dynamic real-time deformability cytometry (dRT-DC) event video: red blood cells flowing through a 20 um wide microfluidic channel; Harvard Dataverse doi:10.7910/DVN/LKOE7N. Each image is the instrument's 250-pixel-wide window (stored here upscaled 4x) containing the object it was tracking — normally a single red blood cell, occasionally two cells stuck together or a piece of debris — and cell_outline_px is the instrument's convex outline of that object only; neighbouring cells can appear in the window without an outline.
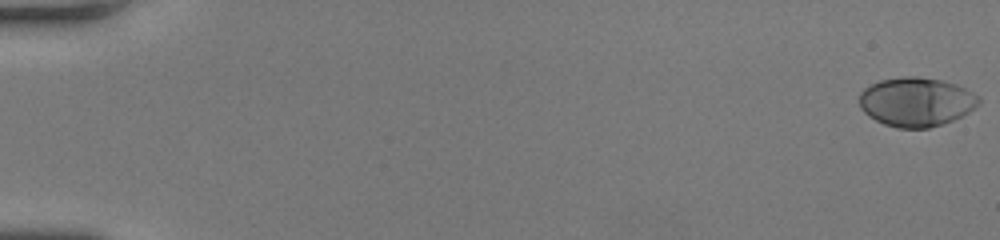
{"species": "human", "species_latin": "Homo sapiens", "temperature_condition": "room temperature", "stored_images_in_passage": 51, "camera_frame_rate_fps": 3000, "um_per_image_px": 0.085, "donor": {"sex": "female"}, "frame": {"image": 1, "passage_image": 1, "time_ms": 0.0, "image_size_px": [1000, 240], "cell_outline_px": [[980, 104], [968, 112], [952, 120], [928, 128], [896, 128], [884, 124], [868, 116], [860, 108], [860, 92], [864, 88], [880, 80], [904, 76], [916, 76], [940, 80], [956, 84], [980, 96]], "centroid_in_image_um": [77.87, 8.65], "position_along_channel_um": 7.1, "area_um2": 34.1}}
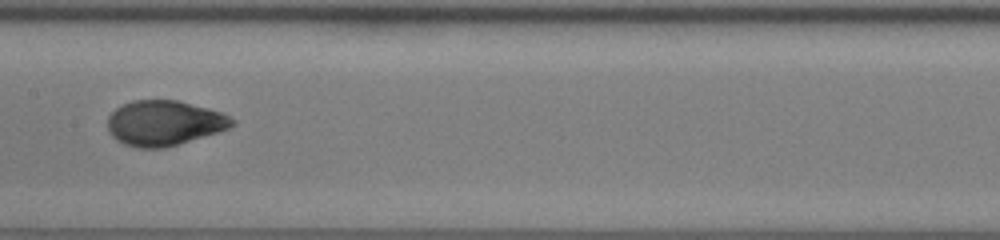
{"frame": {"image": 2, "passage_image": 28, "time_ms": 9.0, "image_size_px": [1000, 240], "cell_outline_px": [[236, 124], [228, 128], [216, 132], [164, 148], [136, 148], [124, 144], [116, 140], [112, 136], [108, 128], [108, 116], [116, 108], [132, 100], [176, 100], [208, 108], [220, 112], [236, 120]], "centroid_in_image_um": [13.93, 10.46], "position_along_channel_um": 193.5, "area_um2": 32.48}}
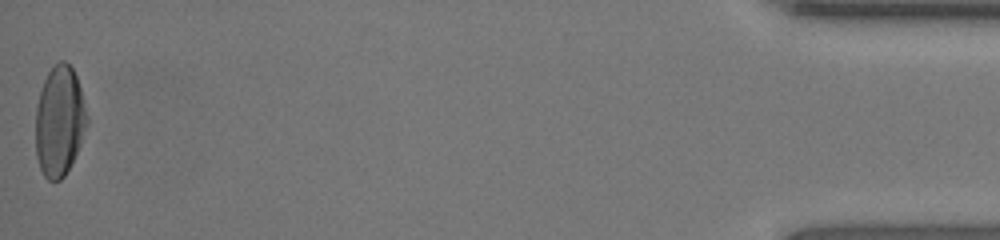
{"frame": {"image": 3, "passage_image": 51, "time_ms": 16.667, "image_size_px": [1000, 240], "cell_outline_px": [[88, 124], [80, 144], [64, 176], [60, 180], [48, 180], [44, 176], [40, 168], [36, 156], [36, 104], [44, 80], [48, 72], [60, 60], [64, 60], [72, 68], [76, 76], [80, 88], [88, 116]], "centroid_in_image_um": [5.05, 10.29], "position_along_channel_um": 430.2, "area_um2": 32.77}, "authors_computed_cell_mechanics": {"area_um2": 32.7726, "velocity_mm_per_s": 4.2612, "shape_relaxation_time_tau1_ms": 4.4533, "shape_relaxation_time_tau2_ms": 0.7114, "deformation_change_tau1": 0.2048, "deformation_change_tau2": 0.0449}}